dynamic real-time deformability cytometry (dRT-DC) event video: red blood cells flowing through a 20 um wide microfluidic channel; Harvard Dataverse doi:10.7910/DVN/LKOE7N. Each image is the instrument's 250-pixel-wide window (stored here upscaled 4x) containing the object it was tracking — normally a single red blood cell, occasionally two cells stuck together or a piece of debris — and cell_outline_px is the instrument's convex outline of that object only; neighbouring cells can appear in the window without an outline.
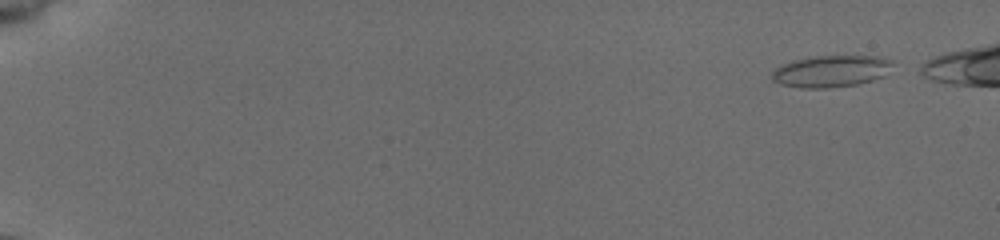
{"species": "common noctule bat (a hibernating species)", "species_latin": "Nyctalus noctula", "temperature_condition": "cold", "stored_images_in_passage": 52, "camera_frame_rate_fps": 3000, "um_per_image_px": 0.085, "animal": {"sex": "female", "body_mass_g": 19.5, "forearm_length_mm": 54.1}, "frame": {"image": 1, "passage_image": 3, "time_ms": 0.667, "image_size_px": [1000, 240], "cell_outline_px": [[892, 64], [884, 76], [872, 80], [856, 84], [824, 88], [800, 88], [780, 84], [772, 80], [772, 72], [776, 68], [792, 60], [816, 56], [880, 56], [892, 60]], "centroid_in_image_um": [70.63, 6.05], "position_along_channel_um": 14.4, "area_um2": 22.2}}
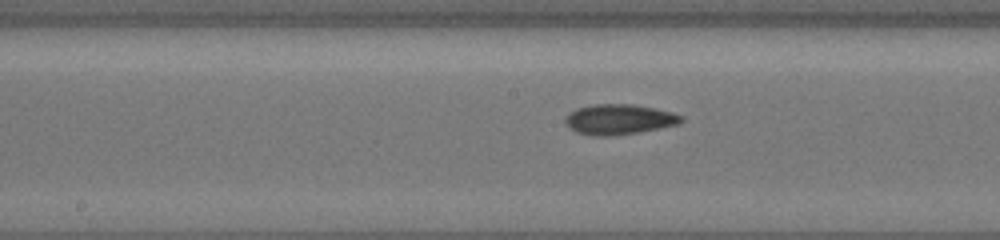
{"frame": {"image": 2, "passage_image": 30, "time_ms": 9.667, "image_size_px": [1000, 240], "cell_outline_px": [[684, 120], [676, 124], [636, 132], [608, 136], [600, 136], [576, 132], [564, 120], [568, 112], [576, 108], [592, 104], [632, 104], [656, 108], [672, 112], [684, 116]], "centroid_in_image_um": [52.61, 10.12], "position_along_channel_um": 195.6, "area_um2": 20.17}}
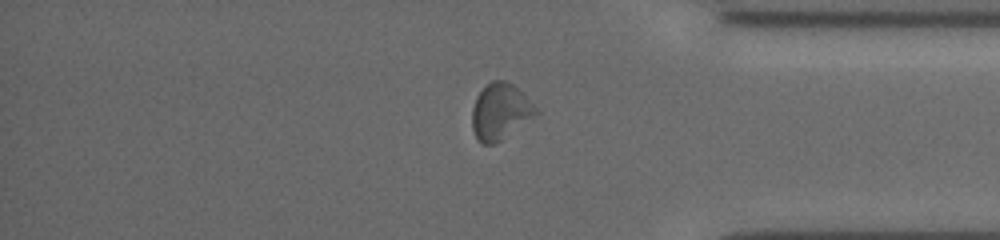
{"frame": {"image": 3, "passage_image": 46, "time_ms": 15.0, "image_size_px": [1000, 240], "cell_outline_px": [[540, 112], [500, 140], [492, 144], [480, 144], [472, 128], [472, 108], [476, 96], [492, 80], [508, 80]], "centroid_in_image_um": [42.48, 9.48], "position_along_channel_um": 392.7, "area_um2": 20.4}}